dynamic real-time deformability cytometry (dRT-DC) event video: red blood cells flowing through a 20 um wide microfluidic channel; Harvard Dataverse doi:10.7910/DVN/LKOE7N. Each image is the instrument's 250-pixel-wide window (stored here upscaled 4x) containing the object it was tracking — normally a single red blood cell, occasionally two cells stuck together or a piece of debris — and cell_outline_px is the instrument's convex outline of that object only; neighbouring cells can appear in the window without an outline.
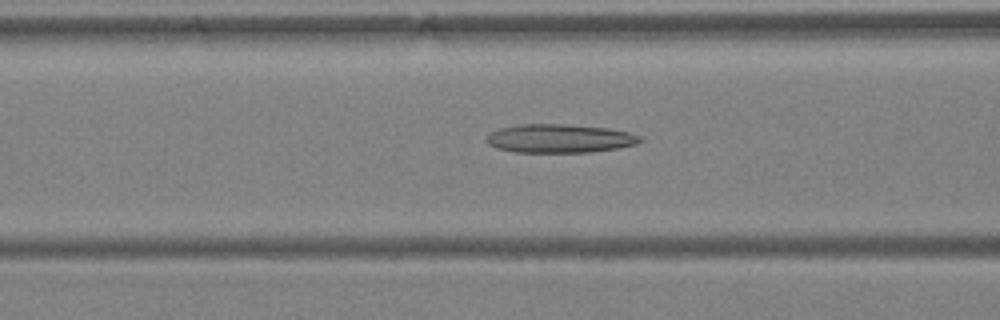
{"species": "Egyptian fruit bat (a non-hibernating species)", "species_latin": "Rousettus aegyptiacus", "temperature_condition": "warm", "stored_images_in_passage": 41, "camera_frame_rate_fps": 3000, "um_per_image_px": 0.085, "animal": {"sex": "female"}, "frame": {"image": 1, "passage_image": 19, "time_ms": 6.0, "image_size_px": [1000, 320], "cell_outline_px": [[644, 140], [636, 144], [616, 148], [588, 152], [512, 152], [496, 148], [488, 144], [484, 140], [492, 132], [500, 128], [520, 124], [564, 124], [608, 128], [628, 132], [640, 136]], "centroid_in_image_um": [47.54, 11.77], "position_along_channel_um": 119.1, "area_um2": 25.55}}
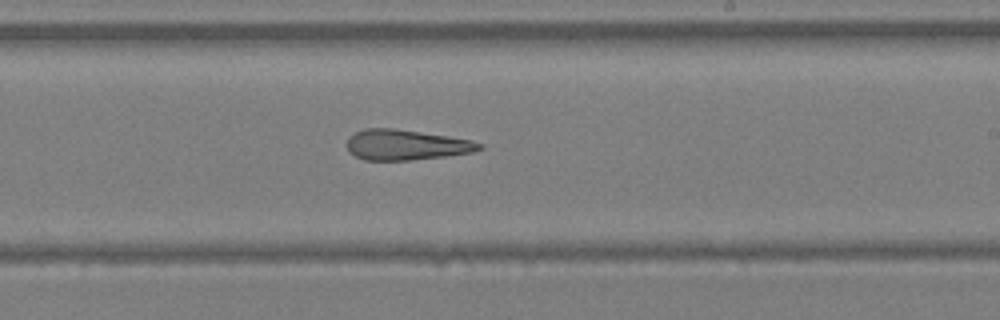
{"frame": {"image": 2, "passage_image": 28, "time_ms": 9.0, "image_size_px": [1000, 320], "cell_outline_px": [[484, 148], [472, 152], [444, 156], [408, 160], [364, 160], [348, 152], [348, 136], [364, 128], [396, 128], [448, 136], [472, 140], [484, 144]], "centroid_in_image_um": [34.52, 12.3], "position_along_channel_um": 254.5, "area_um2": 23.47}}
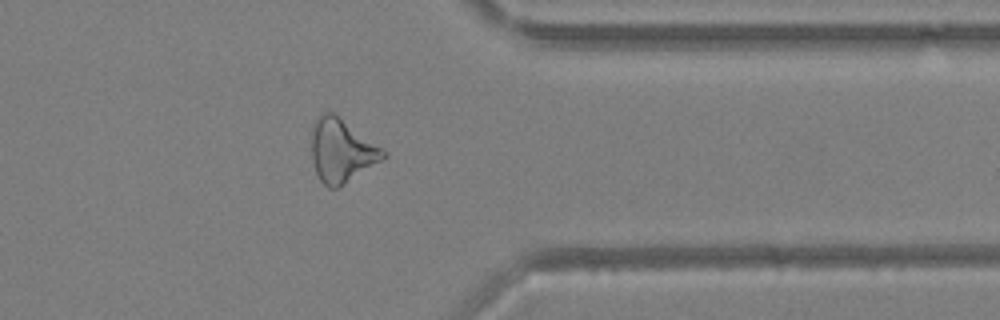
{"frame": {"image": 3, "passage_image": 37, "time_ms": 12.0, "image_size_px": [1000, 320], "cell_outline_px": [[388, 156], [340, 188], [328, 188], [320, 180], [316, 172], [312, 160], [312, 124], [320, 112], [332, 112], [388, 152]], "centroid_in_image_um": [29.03, 12.83], "position_along_channel_um": 382.4, "area_um2": 26.53}}